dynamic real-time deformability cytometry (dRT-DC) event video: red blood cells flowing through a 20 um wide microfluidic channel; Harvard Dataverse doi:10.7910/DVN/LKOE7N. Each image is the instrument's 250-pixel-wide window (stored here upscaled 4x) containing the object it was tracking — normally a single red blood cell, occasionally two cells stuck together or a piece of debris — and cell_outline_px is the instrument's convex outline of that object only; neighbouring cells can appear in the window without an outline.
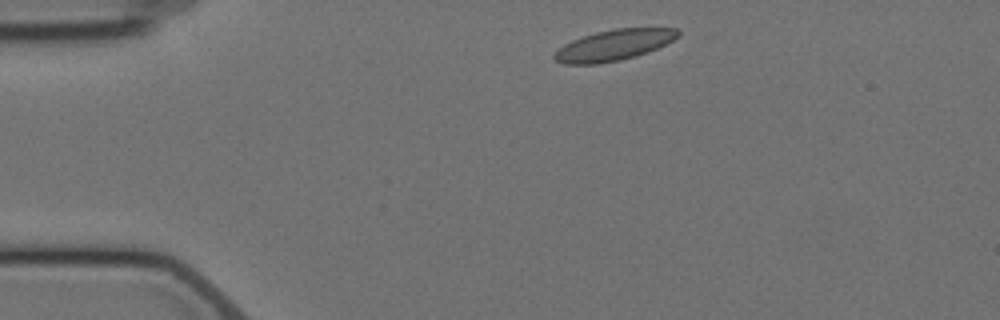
{"species": "Egyptian fruit bat (a non-hibernating species)", "species_latin": "Rousettus aegyptiacus", "temperature_condition": "cold", "stored_images_in_passage": 5, "camera_frame_rate_fps": 3000, "um_per_image_px": 0.085, "animal": {"sex": "female"}, "frame": {"image": 1, "passage_image": 1, "time_ms": 0.0, "image_size_px": [1000, 320], "cell_outline_px": [[680, 36], [656, 48], [636, 56], [620, 60], [596, 64], [564, 64], [556, 60], [552, 56], [564, 44], [572, 40], [596, 32], [612, 28], [676, 28], [680, 32]], "centroid_in_image_um": [52.17, 3.83], "position_along_channel_um": 32.8, "area_um2": 22.02}}
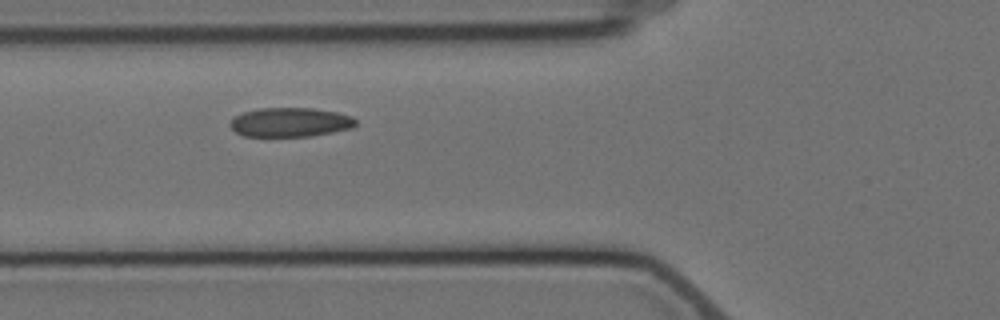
{"frame": {"image": 2, "passage_image": 4, "time_ms": 3.333, "image_size_px": [1000, 320], "cell_outline_px": [[356, 124], [352, 128], [312, 136], [244, 136], [236, 132], [228, 124], [240, 112], [260, 108], [312, 108], [336, 112], [352, 116], [356, 120]], "centroid_in_image_um": [24.66, 10.39], "position_along_channel_um": 101.1, "area_um2": 21.39}}
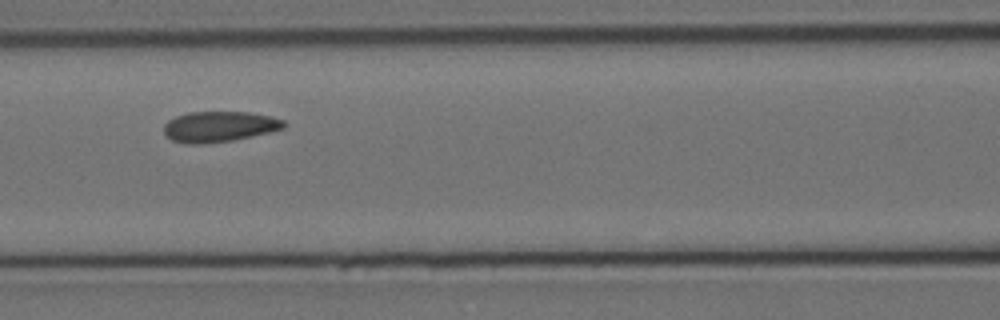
{"frame": {"image": 3, "passage_image": 5, "time_ms": 4.667, "image_size_px": [1000, 320], "cell_outline_px": [[284, 128], [252, 136], [232, 140], [204, 144], [184, 144], [172, 140], [164, 132], [164, 124], [168, 120], [176, 116], [188, 112], [248, 112], [268, 116], [284, 120]], "centroid_in_image_um": [18.59, 10.76], "position_along_channel_um": 148.0, "area_um2": 21.27}}